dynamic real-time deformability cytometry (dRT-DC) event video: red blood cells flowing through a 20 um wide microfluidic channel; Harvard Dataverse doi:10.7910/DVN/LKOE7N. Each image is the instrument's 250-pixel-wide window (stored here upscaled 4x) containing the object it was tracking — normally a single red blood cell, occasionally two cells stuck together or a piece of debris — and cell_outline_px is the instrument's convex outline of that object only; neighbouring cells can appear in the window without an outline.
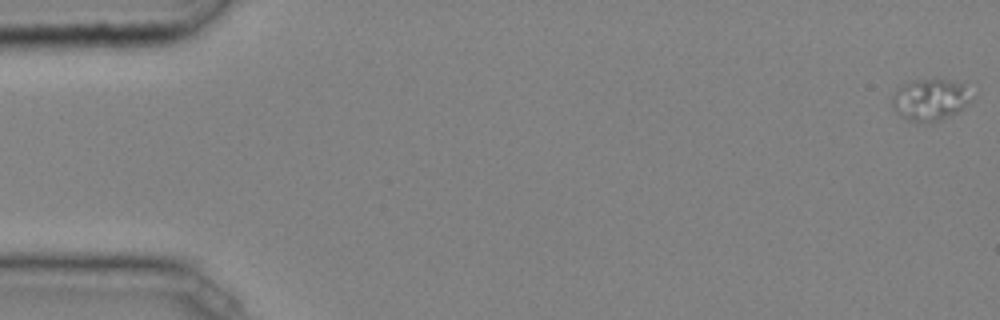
{"species": "common noctule bat (a hibernating species)", "species_latin": "Nyctalus noctula", "temperature_condition": "cold", "stored_images_in_passage": 37, "camera_frame_rate_fps": 3000, "um_per_image_px": 0.085, "animal": {"sex": "male", "body_mass_g": 20.4}, "frame": {"image": 1, "passage_image": 1, "time_ms": 0.0, "image_size_px": [1000, 320], "cell_outline_px": [[972, 100], [956, 112], [940, 120], [920, 124], [904, 116], [892, 104], [892, 100], [896, 92], [908, 80], [948, 80], [964, 84]], "centroid_in_image_um": [79.08, 8.47], "position_along_channel_um": 5.9, "area_um2": 18.55}}
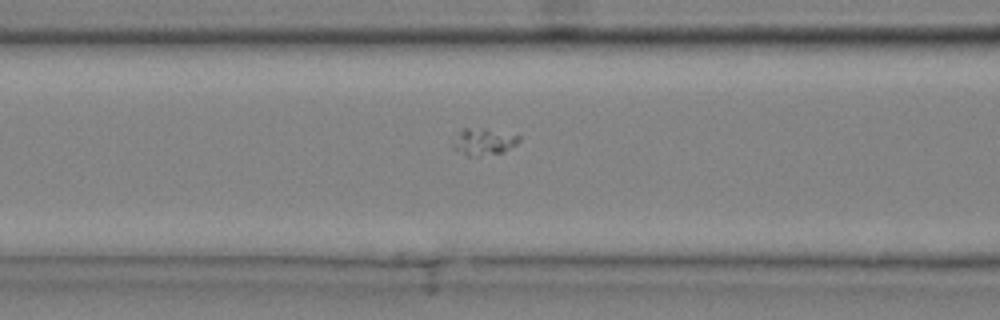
{"frame": {"image": 2, "passage_image": 21, "time_ms": 6.667, "image_size_px": [1000, 320], "cell_outline_px": [[520, 140], [516, 144], [504, 152], [480, 156], [468, 156], [452, 148], [448, 144], [448, 140], [460, 128], [484, 128], [520, 136]], "centroid_in_image_um": [40.96, 12.03], "position_along_channel_um": 125.6, "area_um2": 10.81}}
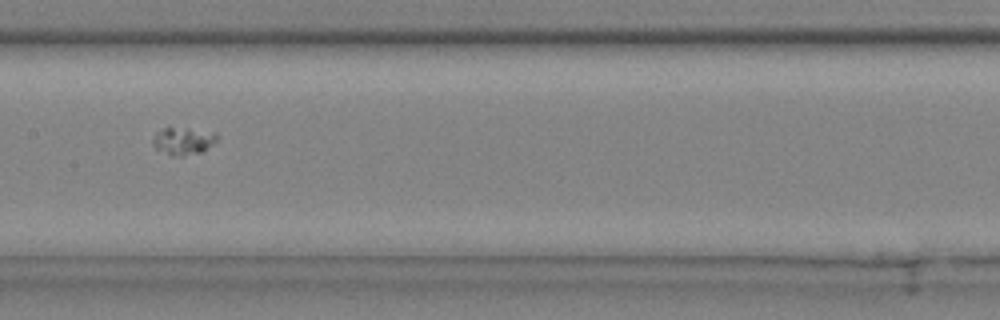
{"frame": {"image": 3, "passage_image": 26, "time_ms": 8.333, "image_size_px": [1000, 320], "cell_outline_px": [[216, 140], [212, 144], [200, 152], [184, 156], [172, 156], [156, 148], [152, 140], [156, 132], [164, 128], [188, 128], [216, 132]], "centroid_in_image_um": [15.57, 11.97], "position_along_channel_um": 191.8, "area_um2": 10.06}}